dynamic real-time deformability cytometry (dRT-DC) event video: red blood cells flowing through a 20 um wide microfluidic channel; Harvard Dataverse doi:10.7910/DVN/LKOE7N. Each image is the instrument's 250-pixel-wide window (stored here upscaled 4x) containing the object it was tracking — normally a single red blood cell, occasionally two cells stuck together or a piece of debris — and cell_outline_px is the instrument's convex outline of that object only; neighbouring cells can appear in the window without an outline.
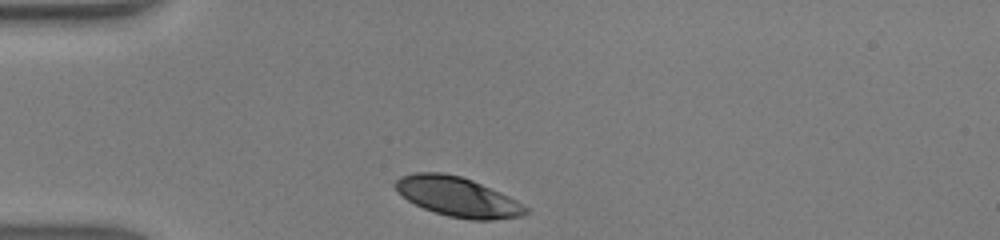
{"species": "human", "species_latin": "Homo sapiens", "temperature_condition": "warm", "stored_images_in_passage": 28, "camera_frame_rate_fps": 3000, "um_per_image_px": 0.085, "donor": {"sex": "male"}, "frame": {"image": 1, "passage_image": 1, "time_ms": 0.0, "image_size_px": [1000, 240], "cell_outline_px": [[528, 212], [520, 216], [492, 220], [472, 220], [448, 216], [424, 208], [408, 200], [392, 184], [400, 176], [416, 172], [440, 172], [460, 176], [472, 180], [500, 192], [516, 200], [528, 208]], "centroid_in_image_um": [38.9, 16.72], "position_along_channel_um": 46.1, "area_um2": 29.71}}
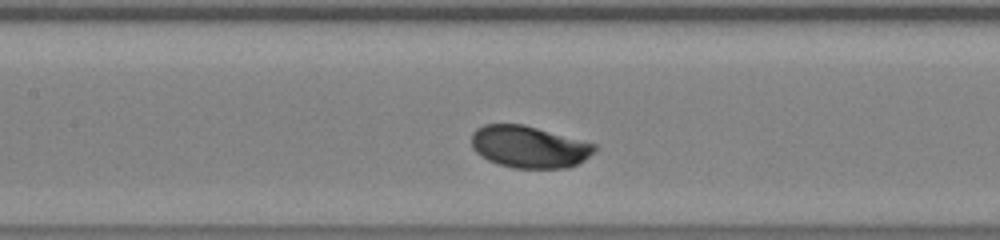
{"frame": {"image": 2, "passage_image": 11, "time_ms": 3.333, "image_size_px": [1000, 240], "cell_outline_px": [[596, 148], [584, 160], [576, 164], [564, 168], [512, 168], [496, 164], [480, 156], [472, 148], [472, 132], [476, 128], [484, 124], [524, 124], [596, 144]], "centroid_in_image_um": [44.92, 12.48], "position_along_channel_um": 162.5, "area_um2": 30.11}}
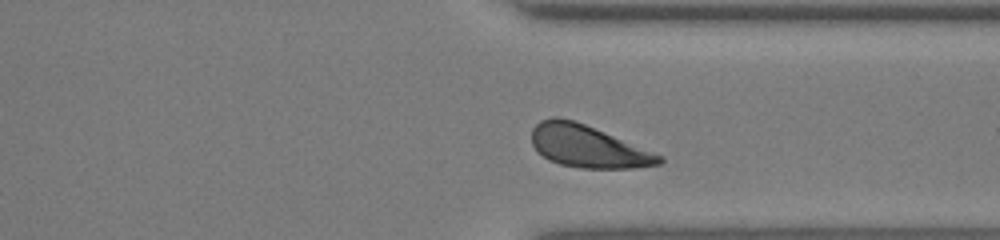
{"frame": {"image": 3, "passage_image": 25, "time_ms": 8.0, "image_size_px": [1000, 240], "cell_outline_px": [[664, 160], [660, 164], [636, 168], [580, 168], [560, 164], [548, 160], [536, 152], [532, 144], [532, 128], [540, 120], [552, 116], [556, 116], [572, 120], [584, 124], [664, 156]], "centroid_in_image_um": [49.94, 12.45], "position_along_channel_um": 361.5, "area_um2": 31.39}, "authors_computed_cell_mechanics": {"area_um2": 30.4895, "velocity_mm_per_s": 4.2633, "shape_relaxation_time_tau1_ms": 1.4101, "shape_relaxation_time_tau2_ms": null, "deformation_change_tau1": 0.1179, "deformation_change_tau2": null}}